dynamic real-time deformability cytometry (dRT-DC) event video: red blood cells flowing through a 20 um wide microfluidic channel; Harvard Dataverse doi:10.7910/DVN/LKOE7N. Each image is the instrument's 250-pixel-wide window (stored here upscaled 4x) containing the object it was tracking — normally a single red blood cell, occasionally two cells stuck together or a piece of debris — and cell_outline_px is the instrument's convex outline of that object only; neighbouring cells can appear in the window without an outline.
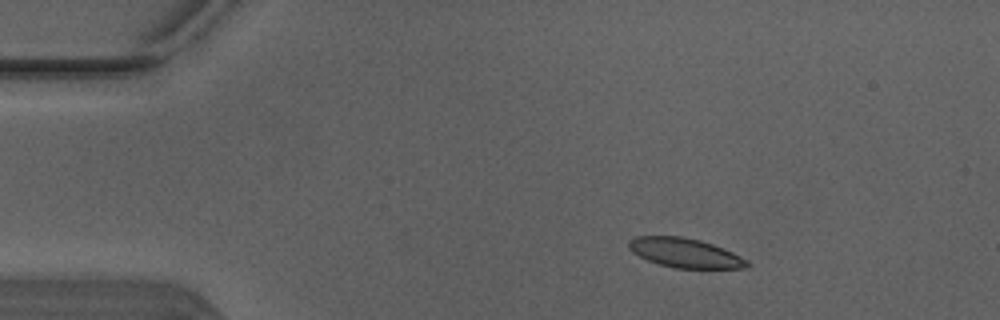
{"species": "Egyptian fruit bat (a non-hibernating species)", "species_latin": "Rousettus aegyptiacus", "temperature_condition": "warm", "stored_images_in_passage": 2, "camera_frame_rate_fps": 3000, "um_per_image_px": 0.085, "animal": {"sex": "male"}, "frame": {"image": 1, "passage_image": 1, "time_ms": 0.0, "image_size_px": [1000, 320], "cell_outline_px": [[752, 264], [748, 268], [672, 268], [648, 260], [632, 252], [628, 248], [628, 240], [636, 236], [680, 236], [700, 240], [712, 244], [732, 252], [748, 260]], "centroid_in_image_um": [58.23, 21.5], "position_along_channel_um": 26.8, "area_um2": 20.29}}